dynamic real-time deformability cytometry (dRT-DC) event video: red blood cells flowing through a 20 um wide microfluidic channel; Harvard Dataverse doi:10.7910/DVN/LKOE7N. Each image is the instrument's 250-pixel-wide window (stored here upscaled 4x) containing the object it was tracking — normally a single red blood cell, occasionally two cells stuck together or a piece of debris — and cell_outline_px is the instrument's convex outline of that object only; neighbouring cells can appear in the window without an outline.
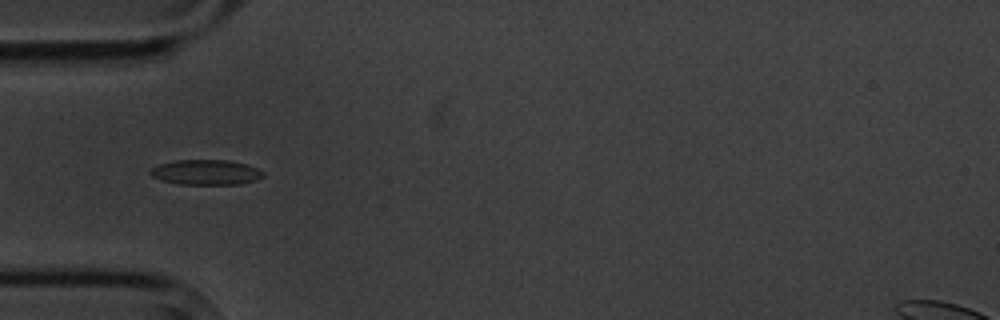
{"species": "common noctule bat (a hibernating species)", "species_latin": "Nyctalus noctula", "temperature_condition": "cold", "stored_images_in_passage": 9, "camera_frame_rate_fps": 3000, "um_per_image_px": 0.085, "animal": {"sex": "male", "body_mass_g": 20.1, "forearm_length_mm": 53.5}, "frame": {"image": 1, "passage_image": 6, "time_ms": 5.667, "image_size_px": [1000, 320], "cell_outline_px": [[264, 176], [256, 180], [240, 184], [180, 184], [160, 180], [152, 176], [148, 172], [152, 168], [160, 164], [176, 160], [228, 160], [244, 164], [256, 168], [264, 172]], "centroid_in_image_um": [17.49, 14.65], "position_along_channel_um": 67.5, "area_um2": 16.42}}
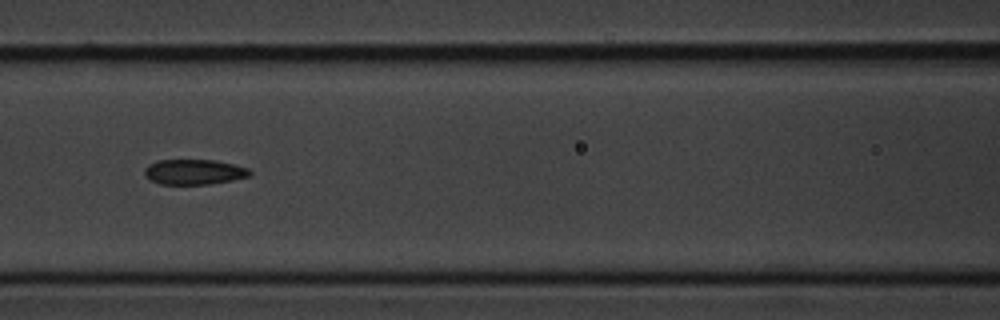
{"frame": {"image": 2, "passage_image": 8, "time_ms": 8.0, "image_size_px": [1000, 320], "cell_outline_px": [[252, 172], [248, 176], [232, 180], [208, 184], [160, 184], [152, 180], [144, 172], [144, 168], [148, 164], [156, 160], [216, 160], [248, 168]], "centroid_in_image_um": [16.48, 14.6], "position_along_channel_um": 150.1, "area_um2": 15.32}}
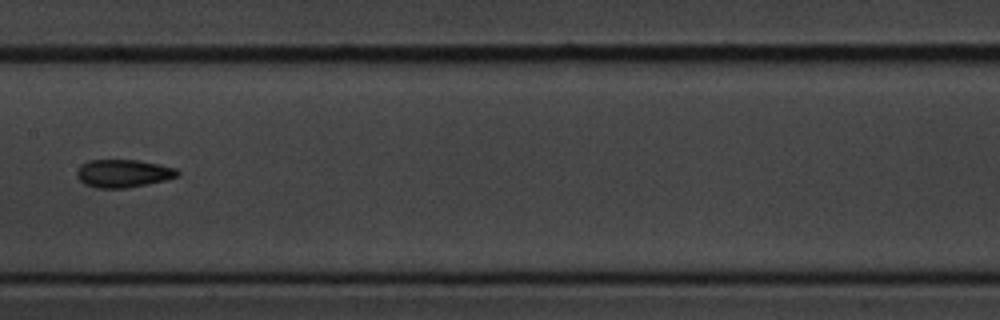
{"frame": {"image": 3, "passage_image": 9, "time_ms": 9.333, "image_size_px": [1000, 320], "cell_outline_px": [[180, 176], [148, 184], [124, 188], [96, 188], [84, 184], [76, 176], [76, 172], [80, 164], [88, 160], [136, 160], [160, 164], [176, 168], [180, 172]], "centroid_in_image_um": [10.47, 14.73], "position_along_channel_um": 196.9, "area_um2": 16.53}}